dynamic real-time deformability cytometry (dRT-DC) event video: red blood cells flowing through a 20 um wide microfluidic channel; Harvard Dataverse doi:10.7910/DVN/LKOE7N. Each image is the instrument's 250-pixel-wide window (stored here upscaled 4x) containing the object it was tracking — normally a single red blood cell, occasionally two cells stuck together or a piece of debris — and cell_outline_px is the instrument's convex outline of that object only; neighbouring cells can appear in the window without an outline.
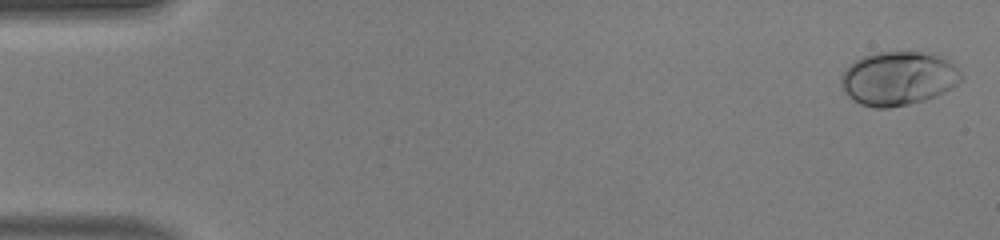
{"species": "human", "species_latin": "Homo sapiens", "temperature_condition": "warm", "stored_images_in_passage": 49, "camera_frame_rate_fps": 3000, "um_per_image_px": 0.085, "donor": {"sex": "male"}, "frame": {"image": 1, "passage_image": 1, "time_ms": 0.0, "image_size_px": [1000, 240], "cell_outline_px": [[964, 80], [952, 88], [936, 96], [924, 100], [908, 104], [888, 108], [876, 108], [860, 104], [852, 100], [844, 92], [840, 84], [840, 76], [856, 60], [864, 56], [876, 52], [936, 52], [952, 64], [964, 76]], "centroid_in_image_um": [76.38, 6.67], "position_along_channel_um": 8.6, "area_um2": 37.92}}
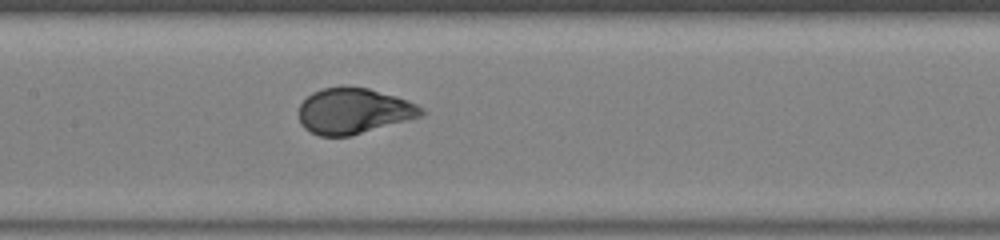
{"frame": {"image": 2, "passage_image": 24, "time_ms": 7.667, "image_size_px": [1000, 240], "cell_outline_px": [[424, 112], [420, 116], [408, 120], [352, 136], [320, 136], [304, 128], [300, 124], [296, 112], [300, 104], [312, 92], [324, 88], [368, 88], [396, 96], [408, 100], [424, 108]], "centroid_in_image_um": [30.03, 9.46], "position_along_channel_um": 177.4, "area_um2": 32.54}}
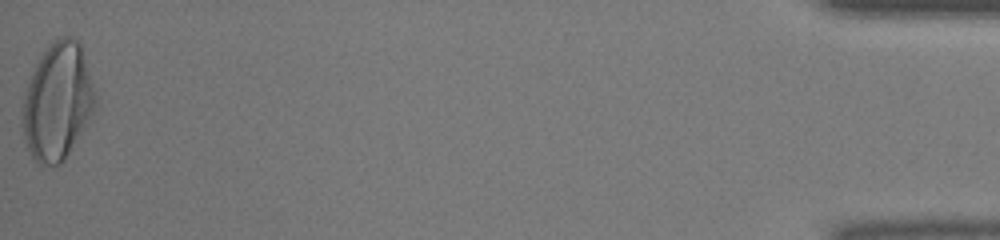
{"frame": {"image": 3, "passage_image": 49, "time_ms": 16.0, "image_size_px": [1000, 240], "cell_outline_px": [[96, 108], [92, 120], [64, 160], [60, 164], [36, 164], [28, 148], [24, 136], [20, 112], [20, 108], [24, 92], [32, 72], [40, 56], [48, 44], [52, 40], [60, 36], [72, 36], [80, 44], [96, 96]], "centroid_in_image_um": [4.88, 8.65], "position_along_channel_um": 430.3, "area_um2": 50.29}, "authors_computed_cell_mechanics": {"area_um2": 33.9864, "velocity_mm_per_s": 4.2004, "shape_relaxation_time_tau1_ms": 2.7728, "shape_relaxation_time_tau2_ms": null, "deformation_change_tau1": 0.1954, "deformation_change_tau2": null}}